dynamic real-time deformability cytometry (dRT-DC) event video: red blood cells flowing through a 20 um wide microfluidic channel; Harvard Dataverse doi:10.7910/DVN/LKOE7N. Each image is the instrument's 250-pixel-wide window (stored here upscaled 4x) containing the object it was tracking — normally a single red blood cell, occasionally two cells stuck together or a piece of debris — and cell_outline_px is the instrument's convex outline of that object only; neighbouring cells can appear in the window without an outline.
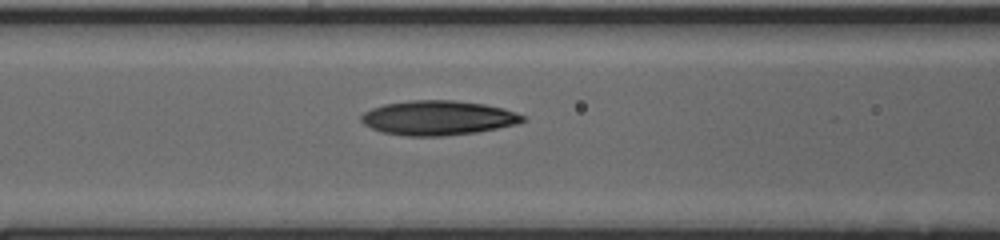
{"species": "human", "species_latin": "Homo sapiens", "temperature_condition": "cold", "stored_images_in_passage": 35, "camera_frame_rate_fps": 3000, "um_per_image_px": 0.085, "donor": {"sex": "male"}, "frame": {"image": 1, "passage_image": 15, "time_ms": 4.667, "image_size_px": [1000, 240], "cell_outline_px": [[524, 120], [516, 124], [476, 132], [440, 136], [404, 136], [384, 132], [372, 128], [364, 124], [360, 120], [360, 116], [364, 112], [372, 108], [384, 104], [412, 100], [452, 100], [484, 104], [504, 108], [516, 112], [524, 116]], "centroid_in_image_um": [37.21, 10.01], "position_along_channel_um": 129.4, "area_um2": 32.31}}
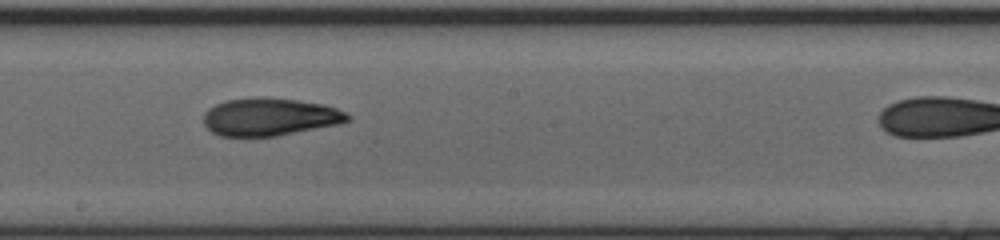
{"frame": {"image": 2, "passage_image": 22, "time_ms": 7.0, "image_size_px": [1000, 240], "cell_outline_px": [[352, 116], [348, 120], [340, 124], [276, 136], [220, 136], [212, 132], [204, 124], [204, 112], [208, 108], [216, 104], [228, 100], [296, 100], [324, 104], [348, 112]], "centroid_in_image_um": [22.98, 9.98], "position_along_channel_um": 225.2, "area_um2": 30.81}}
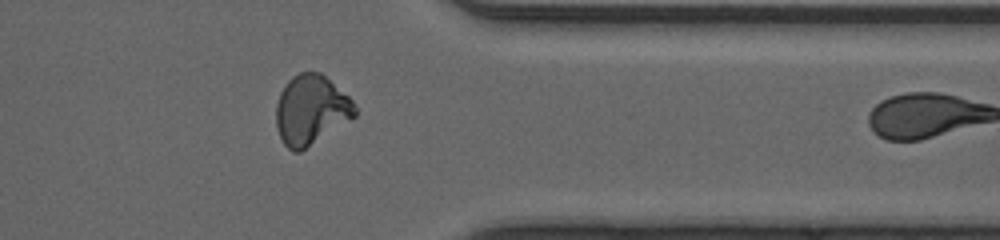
{"frame": {"image": 3, "passage_image": 34, "time_ms": 11.0, "image_size_px": [1000, 240], "cell_outline_px": [[356, 116], [300, 152], [292, 152], [284, 144], [280, 136], [276, 124], [276, 104], [280, 92], [284, 84], [292, 76], [300, 72], [320, 72], [348, 96], [352, 100], [356, 108]], "centroid_in_image_um": [26.41, 9.34], "position_along_channel_um": 385.0, "area_um2": 31.85}}